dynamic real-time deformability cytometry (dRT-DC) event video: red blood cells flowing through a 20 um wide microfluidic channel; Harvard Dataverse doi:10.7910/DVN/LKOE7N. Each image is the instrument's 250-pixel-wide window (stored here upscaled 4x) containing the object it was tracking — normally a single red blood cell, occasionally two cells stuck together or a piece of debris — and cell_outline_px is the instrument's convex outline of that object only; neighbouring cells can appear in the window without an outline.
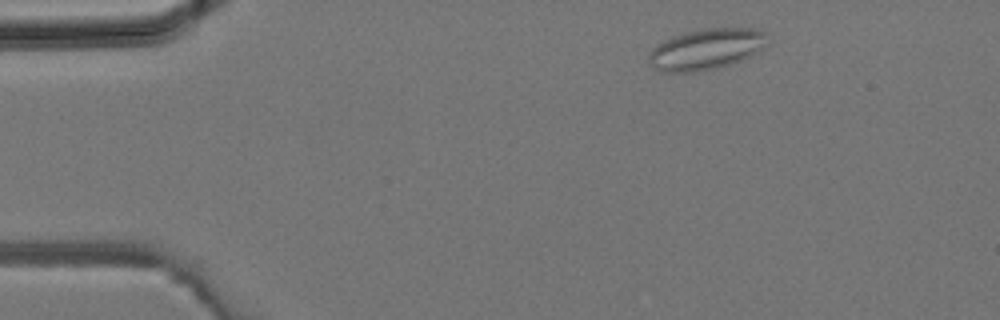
{"species": "common noctule bat (a hibernating species)", "species_latin": "Nyctalus noctula", "temperature_condition": "room temperature", "stored_images_in_passage": 3, "camera_frame_rate_fps": 3000, "um_per_image_px": 0.085, "animal": {"sex": "male", "body_mass_g": 19.2, "forearm_length_mm": 51.8}, "frame": {"image": 1, "passage_image": 1, "time_ms": 0.0, "image_size_px": [1000, 320], "cell_outline_px": [[768, 44], [756, 52], [740, 60], [716, 68], [696, 72], [660, 72], [652, 68], [648, 60], [648, 56], [652, 48], [664, 40], [672, 36], [684, 32], [708, 28], [756, 28], [764, 32]], "centroid_in_image_um": [59.98, 4.18], "position_along_channel_um": 25.0, "area_um2": 28.26}}